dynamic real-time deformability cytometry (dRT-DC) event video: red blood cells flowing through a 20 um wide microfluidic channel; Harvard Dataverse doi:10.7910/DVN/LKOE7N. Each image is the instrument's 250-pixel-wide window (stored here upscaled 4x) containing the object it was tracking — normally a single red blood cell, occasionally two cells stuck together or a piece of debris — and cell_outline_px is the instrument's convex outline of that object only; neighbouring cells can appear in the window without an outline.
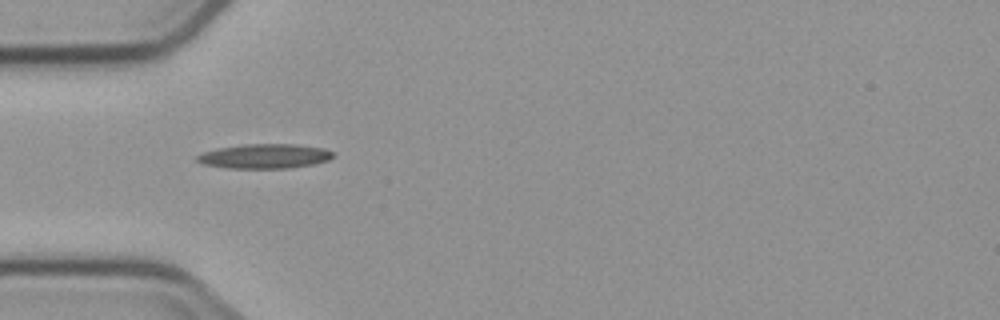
{"species": "common noctule bat (a hibernating species)", "species_latin": "Nyctalus noctula", "temperature_condition": "cold", "stored_images_in_passage": 5, "camera_frame_rate_fps": 3000, "um_per_image_px": 0.085, "animal": {"sex": "male", "body_mass_g": 23.1, "forearm_length_mm": 52.7}, "frame": {"image": 1, "passage_image": 4, "time_ms": 3.667, "image_size_px": [1000, 320], "cell_outline_px": [[332, 156], [328, 160], [312, 164], [288, 168], [228, 168], [204, 164], [196, 160], [196, 156], [204, 152], [220, 148], [244, 144], [296, 144], [324, 148], [332, 152]], "centroid_in_image_um": [22.49, 13.27], "position_along_channel_um": 62.5, "area_um2": 19.19}}
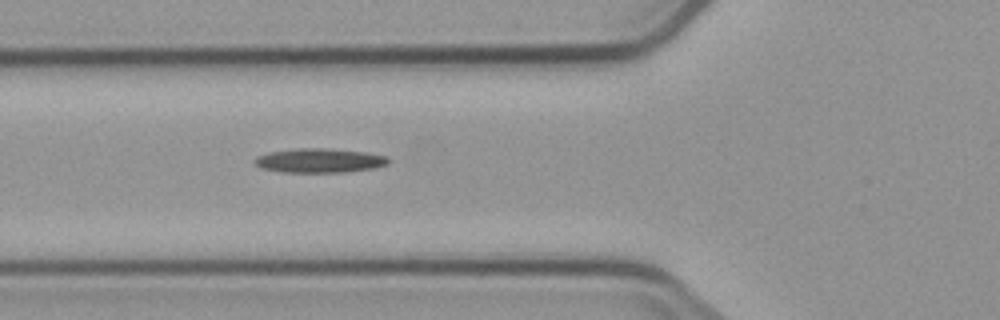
{"frame": {"image": 2, "passage_image": 5, "time_ms": 4.667, "image_size_px": [1000, 320], "cell_outline_px": [[388, 164], [376, 168], [348, 172], [280, 172], [260, 168], [252, 160], [256, 156], [268, 152], [300, 148], [324, 148], [364, 152], [388, 156]], "centroid_in_image_um": [27.13, 13.65], "position_along_channel_um": 98.7, "area_um2": 19.02}}